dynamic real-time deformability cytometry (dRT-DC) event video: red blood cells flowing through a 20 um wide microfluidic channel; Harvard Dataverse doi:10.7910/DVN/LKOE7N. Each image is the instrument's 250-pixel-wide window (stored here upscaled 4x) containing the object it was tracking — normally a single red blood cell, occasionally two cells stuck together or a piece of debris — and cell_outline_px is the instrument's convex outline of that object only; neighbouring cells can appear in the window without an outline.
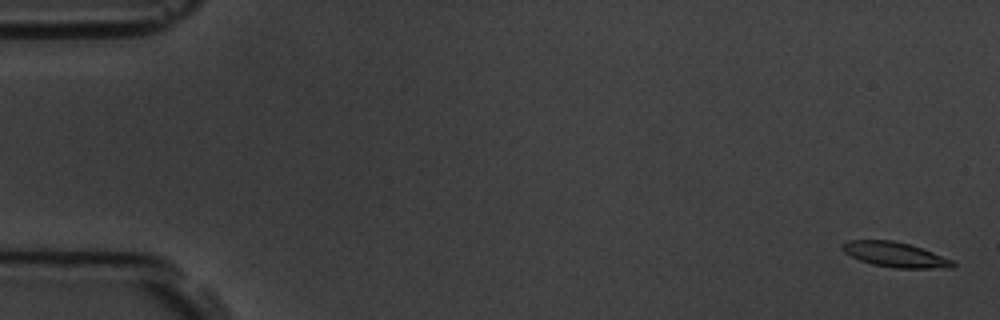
{"species": "common noctule bat (a hibernating species)", "species_latin": "Nyctalus noctula", "temperature_condition": "room temperature", "stored_images_in_passage": 5, "camera_frame_rate_fps": 3000, "um_per_image_px": 0.085, "animal": {"sex": "male", "body_mass_g": 19.5, "forearm_length_mm": 54.6}, "frame": {"image": 1, "passage_image": 1, "time_ms": 0.0, "image_size_px": [1000, 320], "cell_outline_px": [[956, 264], [952, 268], [896, 268], [872, 264], [860, 260], [844, 252], [840, 248], [840, 244], [848, 240], [892, 240], [908, 244], [932, 252], [952, 260]], "centroid_in_image_um": [76.05, 21.64], "position_along_channel_um": 9.0, "area_um2": 15.95}}
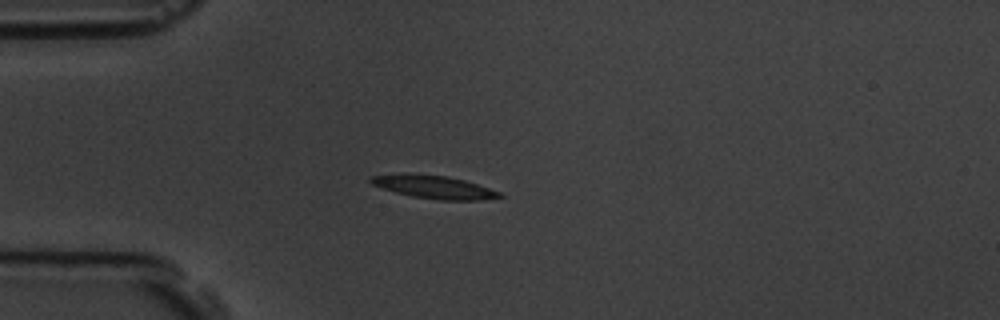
{"frame": {"image": 2, "passage_image": 5, "time_ms": 4.667, "image_size_px": [1000, 320], "cell_outline_px": [[504, 196], [480, 200], [440, 200], [412, 196], [396, 192], [372, 184], [368, 180], [368, 176], [400, 172], [408, 172], [448, 176], [464, 180], [500, 192]], "centroid_in_image_um": [36.8, 15.86], "position_along_channel_um": 48.2, "area_um2": 17.46}}